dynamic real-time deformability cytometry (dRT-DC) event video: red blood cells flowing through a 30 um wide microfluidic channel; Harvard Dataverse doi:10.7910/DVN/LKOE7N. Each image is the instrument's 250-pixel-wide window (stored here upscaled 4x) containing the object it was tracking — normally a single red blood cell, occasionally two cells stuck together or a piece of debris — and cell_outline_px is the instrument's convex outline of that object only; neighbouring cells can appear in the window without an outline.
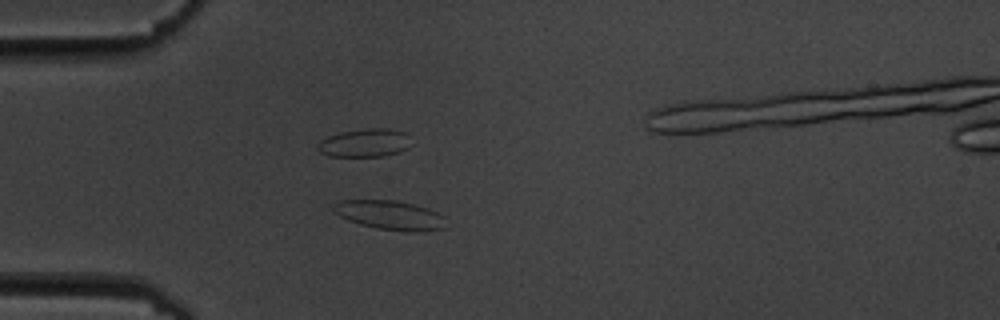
{"species": "common noctule bat (a hibernating species)", "species_latin": "Nyctalus noctula", "temperature_condition": "cold", "stored_images_in_passage": 2, "camera_frame_rate_fps": 3000, "um_per_image_px": 0.085, "animal": {"sex": "male", "body_mass_g": 19.5, "forearm_length_mm": 54.6}, "frame": {"image": 1, "passage_image": 2, "time_ms": 1.333, "image_size_px": [1000, 320], "cell_outline_px": [[448, 228], [420, 232], [408, 232], [376, 228], [360, 224], [348, 220], [340, 216], [332, 208], [332, 204], [336, 200], [396, 200], [428, 208], [444, 216]], "centroid_in_image_um": [33.18, 18.29], "position_along_channel_um": 51.8, "area_um2": 19.42}}